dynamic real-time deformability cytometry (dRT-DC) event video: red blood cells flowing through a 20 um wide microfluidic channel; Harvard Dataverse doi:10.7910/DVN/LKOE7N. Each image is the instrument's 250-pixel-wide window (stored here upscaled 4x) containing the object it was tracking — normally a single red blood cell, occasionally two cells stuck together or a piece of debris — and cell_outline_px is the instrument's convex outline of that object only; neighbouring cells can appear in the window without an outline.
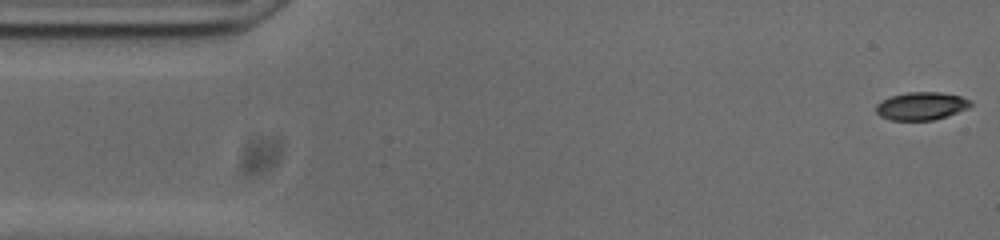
{"species": "common noctule bat (a hibernating species)", "species_latin": "Nyctalus noctula", "temperature_condition": "cold", "stored_images_in_passage": 40, "camera_frame_rate_fps": 3000, "um_per_image_px": 0.085, "animal": {"sex": "male", "body_mass_g": 20.0, "forearm_length_mm": 53.3}, "frame": {"image": 1, "passage_image": 1, "time_ms": 0.0, "image_size_px": [1000, 240], "cell_outline_px": [[972, 104], [968, 108], [932, 120], [892, 120], [880, 116], [876, 112], [876, 104], [892, 96], [908, 92], [940, 92], [960, 96], [972, 100]], "centroid_in_image_um": [78.32, 9.0], "position_along_channel_um": 6.7, "area_um2": 15.14}}
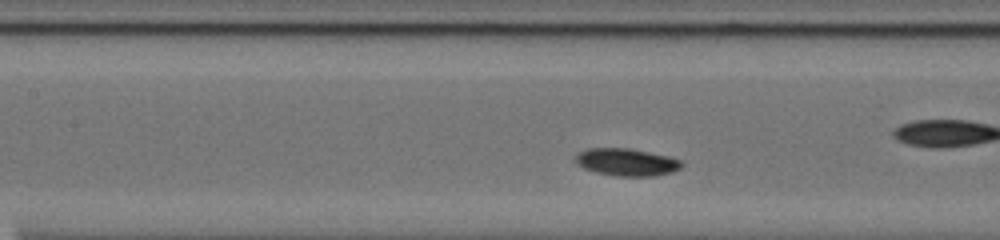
{"frame": {"image": 2, "passage_image": 20, "time_ms": 6.333, "image_size_px": [1000, 240], "cell_outline_px": [[684, 164], [680, 168], [672, 172], [656, 176], [616, 176], [596, 172], [584, 168], [576, 164], [576, 152], [588, 148], [628, 148], [668, 156], [680, 160]], "centroid_in_image_um": [53.25, 13.78], "position_along_channel_um": 154.2, "area_um2": 16.99}, "authors_computed_cell_mechanics": {"area_um2": 16.2418, "velocity_mm_per_s": 3.6686, "shape_relaxation_time_tau1_ms": 1.0119, "shape_relaxation_time_tau2_ms": null, "deformation_change_tau1": 0.0588, "deformation_change_tau2": null}}